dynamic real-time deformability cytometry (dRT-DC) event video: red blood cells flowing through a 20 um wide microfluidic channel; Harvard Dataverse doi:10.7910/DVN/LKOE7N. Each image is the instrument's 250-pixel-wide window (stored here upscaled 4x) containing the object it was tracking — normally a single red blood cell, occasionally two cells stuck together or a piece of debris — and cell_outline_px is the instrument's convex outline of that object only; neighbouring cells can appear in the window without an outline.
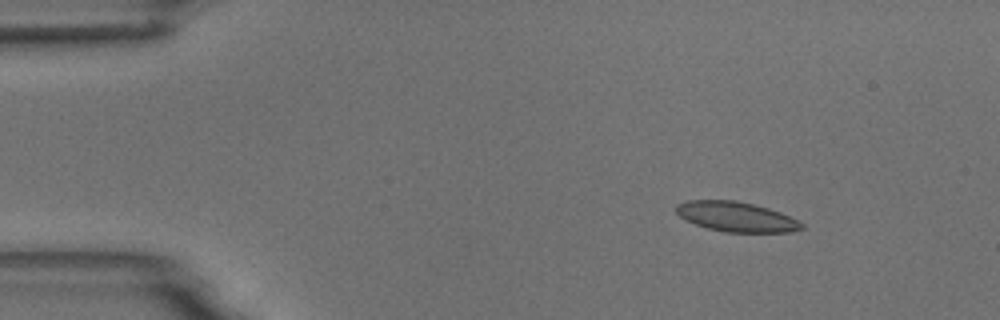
{"species": "common noctule bat (a hibernating species)", "species_latin": "Nyctalus noctula", "temperature_condition": "room temperature", "stored_images_in_passage": 5, "camera_frame_rate_fps": 3000, "um_per_image_px": 0.085, "animal": {"sex": "male", "body_mass_g": 18.8}, "frame": {"image": 1, "passage_image": 2, "time_ms": 1.0, "image_size_px": [1000, 320], "cell_outline_px": [[804, 228], [788, 232], [724, 232], [708, 228], [696, 224], [680, 216], [676, 212], [676, 204], [688, 200], [736, 200], [768, 208], [780, 212], [804, 224]], "centroid_in_image_um": [62.57, 18.42], "position_along_channel_um": 22.4, "area_um2": 21.62}}
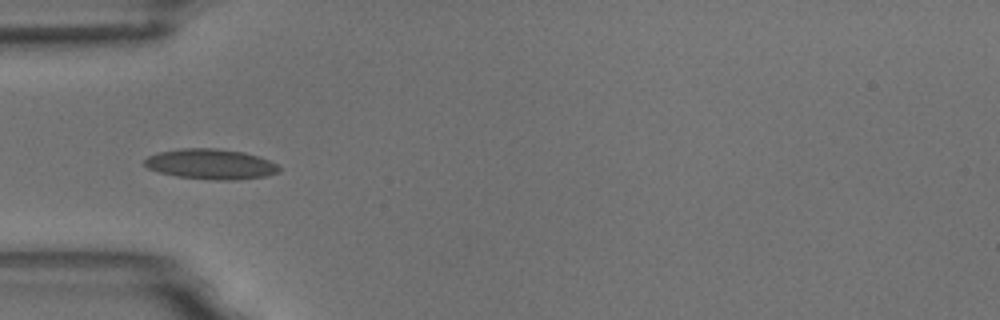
{"frame": {"image": 2, "passage_image": 5, "time_ms": 4.333, "image_size_px": [1000, 320], "cell_outline_px": [[280, 172], [264, 176], [236, 180], [212, 180], [176, 176], [160, 172], [148, 168], [144, 164], [144, 160], [148, 156], [156, 152], [180, 148], [216, 148], [244, 152], [268, 160], [276, 164], [280, 168]], "centroid_in_image_um": [17.88, 13.94], "position_along_channel_um": 67.1, "area_um2": 23.76}}